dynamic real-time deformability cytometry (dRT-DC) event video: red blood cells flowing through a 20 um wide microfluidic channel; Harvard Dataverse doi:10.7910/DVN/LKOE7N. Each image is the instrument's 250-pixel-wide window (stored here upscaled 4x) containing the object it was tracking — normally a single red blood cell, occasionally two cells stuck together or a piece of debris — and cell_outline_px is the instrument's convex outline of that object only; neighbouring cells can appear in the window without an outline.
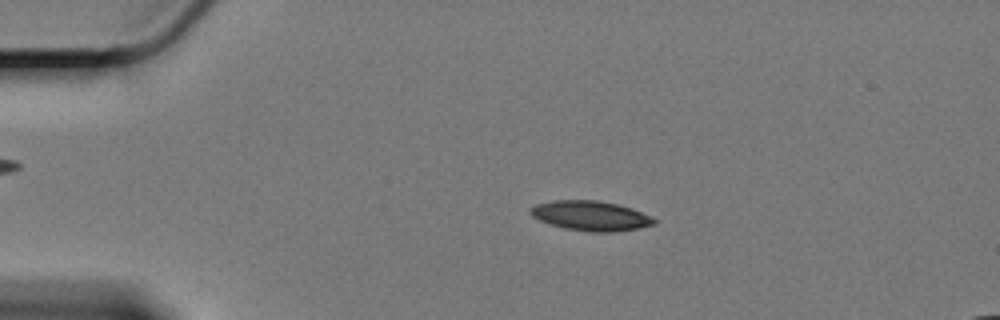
{"species": "Egyptian fruit bat (a non-hibernating species)", "species_latin": "Rousettus aegyptiacus", "temperature_condition": "cold", "stored_images_in_passage": 56, "camera_frame_rate_fps": 3000, "um_per_image_px": 0.085, "animal": {"sex": "female"}, "frame": {"image": 1, "passage_image": 8, "time_ms": 2.333, "image_size_px": [1000, 320], "cell_outline_px": [[656, 224], [640, 228], [612, 232], [588, 232], [564, 228], [540, 220], [532, 216], [528, 212], [528, 208], [536, 204], [552, 200], [600, 200], [632, 208], [652, 216], [656, 220]], "centroid_in_image_um": [50.21, 18.34], "position_along_channel_um": 34.8, "area_um2": 21.68}}
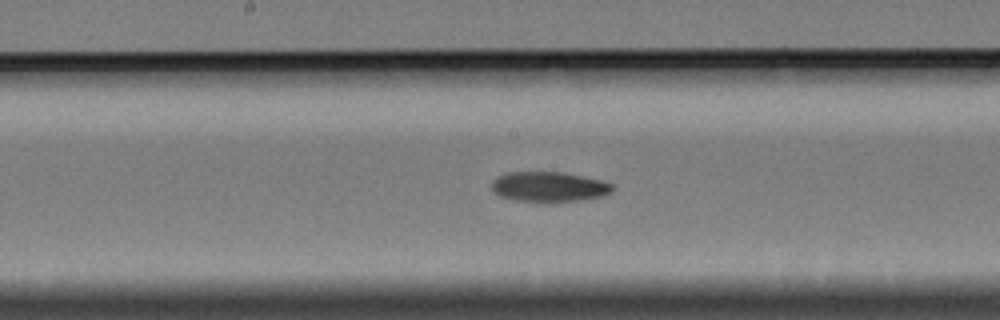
{"frame": {"image": 2, "passage_image": 27, "time_ms": 8.667, "image_size_px": [1000, 320], "cell_outline_px": [[616, 188], [612, 192], [604, 196], [580, 200], [544, 204], [516, 200], [500, 196], [492, 192], [492, 180], [496, 176], [508, 172], [564, 172], [600, 180], [612, 184]], "centroid_in_image_um": [46.66, 15.9], "position_along_channel_um": 201.5, "area_um2": 21.79}}
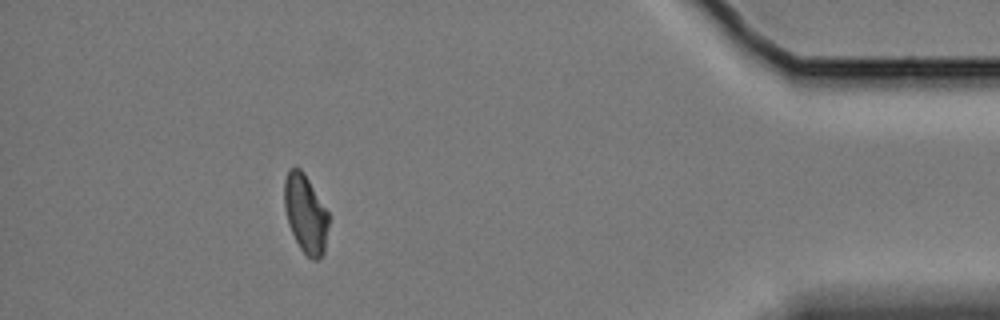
{"frame": {"image": 3, "passage_image": 50, "time_ms": 16.333, "image_size_px": [1000, 320], "cell_outline_px": [[328, 228], [324, 252], [316, 260], [312, 260], [300, 248], [288, 224], [284, 208], [284, 180], [288, 172], [292, 168], [300, 168], [304, 172], [328, 212]], "centroid_in_image_um": [25.96, 18.16], "position_along_channel_um": 409.2, "area_um2": 20.06}}